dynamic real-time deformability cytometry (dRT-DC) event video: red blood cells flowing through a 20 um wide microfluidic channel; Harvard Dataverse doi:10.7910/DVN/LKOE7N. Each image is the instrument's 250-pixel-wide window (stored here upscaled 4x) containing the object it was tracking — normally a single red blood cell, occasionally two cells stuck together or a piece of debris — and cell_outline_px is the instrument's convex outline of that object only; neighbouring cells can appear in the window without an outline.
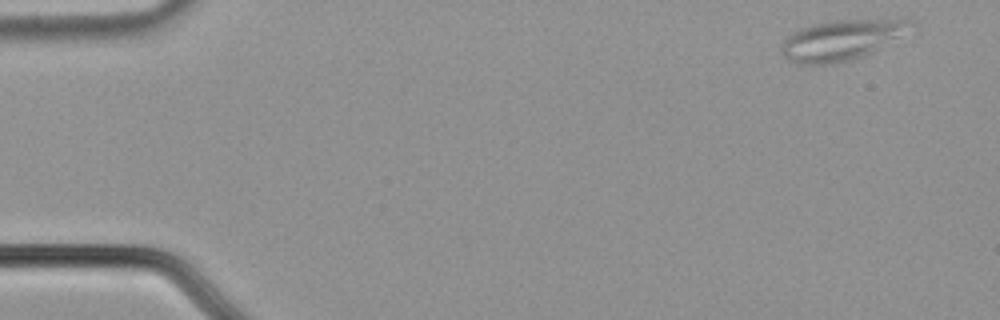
{"species": "common noctule bat (a hibernating species)", "species_latin": "Nyctalus noctula", "temperature_condition": "cold", "stored_images_in_passage": 52, "camera_frame_rate_fps": 3000, "um_per_image_px": 0.085, "animal": {"sex": "male", "body_mass_g": 21.5, "forearm_length_mm": 52.0}, "frame": {"image": 1, "passage_image": 1, "time_ms": 0.0, "image_size_px": [1000, 320], "cell_outline_px": [[912, 24], [896, 36], [872, 52], [848, 60], [824, 64], [800, 64], [788, 60], [784, 56], [780, 48], [784, 40], [788, 36], [800, 28], [812, 24], [836, 20], [904, 16], [908, 16]], "centroid_in_image_um": [71.51, 3.34], "position_along_channel_um": 13.5, "area_um2": 30.11}}
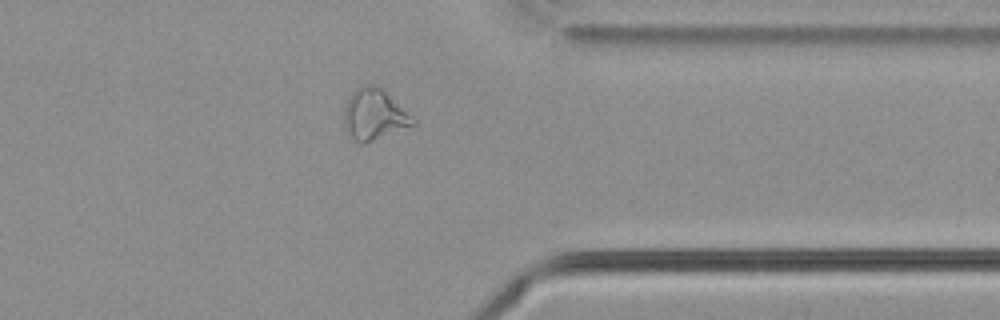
{"frame": {"image": 2, "passage_image": 41, "time_ms": 13.333, "image_size_px": [1000, 320], "cell_outline_px": [[416, 124], [364, 144], [360, 144], [352, 140], [344, 128], [344, 104], [352, 92], [360, 84], [372, 84], [380, 88], [412, 116], [416, 120]], "centroid_in_image_um": [31.75, 9.75], "position_along_channel_um": 379.7, "area_um2": 20.46}}
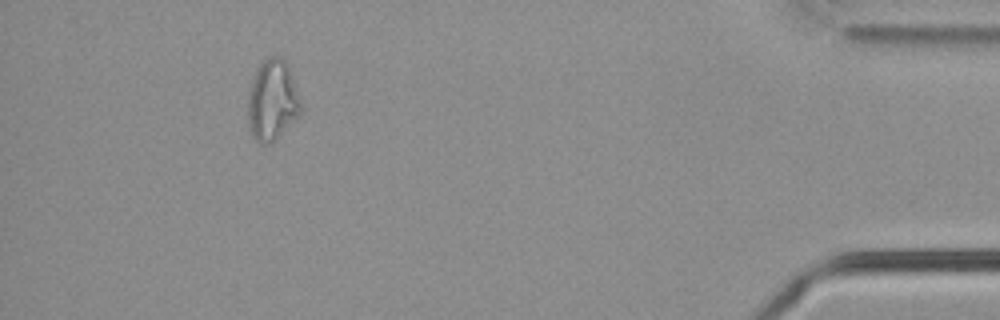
{"frame": {"image": 3, "passage_image": 48, "time_ms": 15.667, "image_size_px": [1000, 320], "cell_outline_px": [[300, 112], [272, 140], [264, 144], [260, 144], [252, 136], [248, 128], [248, 88], [256, 68], [268, 56], [280, 56], [284, 60], [288, 68], [300, 104]], "centroid_in_image_um": [23.06, 8.49], "position_along_channel_um": 412.1, "area_um2": 24.04}}